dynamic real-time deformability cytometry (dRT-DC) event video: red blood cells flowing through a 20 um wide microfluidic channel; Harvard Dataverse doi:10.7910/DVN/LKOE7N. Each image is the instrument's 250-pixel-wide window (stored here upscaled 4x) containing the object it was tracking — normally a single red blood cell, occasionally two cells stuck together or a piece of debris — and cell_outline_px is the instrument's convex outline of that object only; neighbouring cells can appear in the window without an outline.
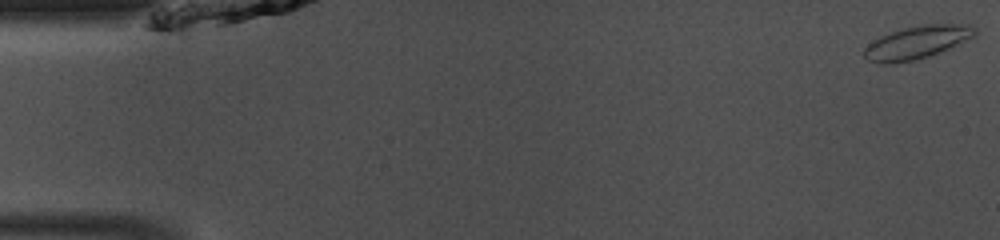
{"species": "common noctule bat (a hibernating species)", "species_latin": "Nyctalus noctula", "temperature_condition": "room temperature", "stored_images_in_passage": 48, "camera_frame_rate_fps": 3000, "um_per_image_px": 0.085, "animal": {"sex": "male", "body_mass_g": 13.0, "forearm_length_mm": 53.1}, "frame": {"image": 1, "passage_image": 1, "time_ms": 0.0, "image_size_px": [1000, 240], "cell_outline_px": [[976, 36], [952, 48], [916, 60], [888, 64], [880, 64], [868, 60], [864, 56], [864, 48], [868, 44], [880, 36], [904, 28], [924, 24], [972, 24], [976, 28]], "centroid_in_image_um": [77.98, 3.6], "position_along_channel_um": 7.0, "area_um2": 21.44}}
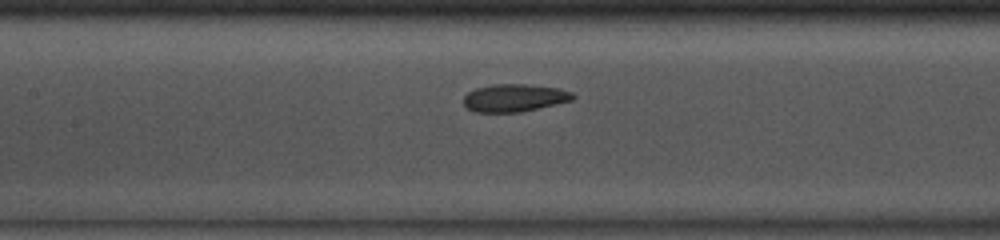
{"frame": {"image": 2, "passage_image": 22, "time_ms": 7.0, "image_size_px": [1000, 240], "cell_outline_px": [[576, 96], [572, 100], [520, 112], [476, 112], [468, 108], [464, 104], [464, 96], [468, 92], [476, 88], [492, 84], [524, 84], [560, 88], [572, 92]], "centroid_in_image_um": [43.72, 8.31], "position_along_channel_um": 163.7, "area_um2": 17.51}}
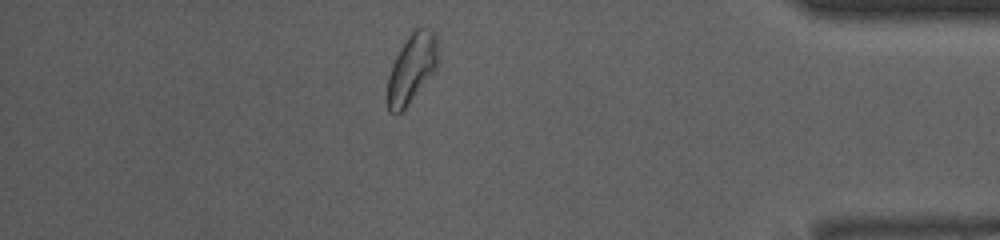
{"frame": {"image": 3, "passage_image": 42, "time_ms": 13.667, "image_size_px": [1000, 240], "cell_outline_px": [[436, 68], [404, 108], [396, 116], [388, 112], [388, 76], [392, 64], [400, 48], [408, 36], [416, 28], [420, 28], [436, 32]], "centroid_in_image_um": [34.95, 5.82], "position_along_channel_um": 400.2, "area_um2": 19.59}, "authors_computed_cell_mechanics": {"area_um2": 18.6983, "velocity_mm_per_s": 4.098, "shape_relaxation_time_tau1_ms": 4.9352, "shape_relaxation_time_tau2_ms": 1.9594, "deformation_change_tau1": 0.1181, "deformation_change_tau2": 0.0773}}